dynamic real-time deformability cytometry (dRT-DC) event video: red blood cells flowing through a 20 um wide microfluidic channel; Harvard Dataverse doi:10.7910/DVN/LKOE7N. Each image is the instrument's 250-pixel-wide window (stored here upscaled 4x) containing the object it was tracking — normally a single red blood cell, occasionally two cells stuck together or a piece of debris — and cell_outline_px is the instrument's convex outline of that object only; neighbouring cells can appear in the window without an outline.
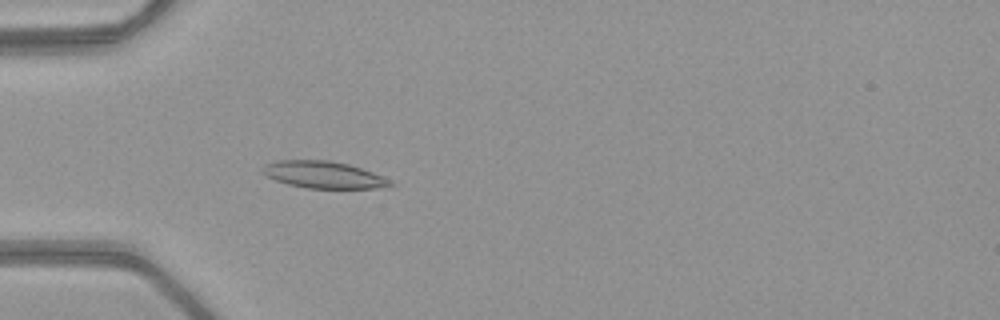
{"species": "common noctule bat (a hibernating species)", "species_latin": "Nyctalus noctula", "temperature_condition": "warm", "stored_images_in_passage": 48, "camera_frame_rate_fps": 3000, "um_per_image_px": 0.085, "animal": {"sex": "female", "body_mass_g": 21.9}, "frame": {"image": 1, "passage_image": 13, "time_ms": 4.0, "image_size_px": [1000, 320], "cell_outline_px": [[396, 184], [372, 188], [308, 188], [288, 184], [276, 180], [260, 172], [264, 164], [276, 160], [328, 160], [348, 164], [372, 172], [392, 180]], "centroid_in_image_um": [27.47, 14.84], "position_along_channel_um": 57.5, "area_um2": 19.94}}
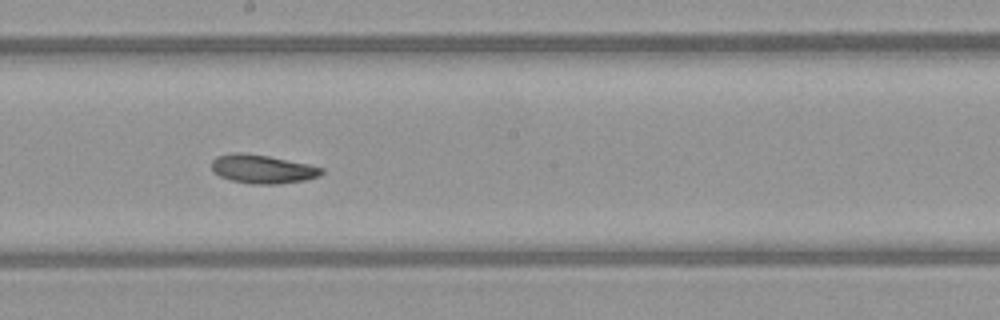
{"frame": {"image": 2, "passage_image": 26, "time_ms": 8.333, "image_size_px": [1000, 320], "cell_outline_px": [[324, 172], [320, 176], [304, 180], [280, 184], [252, 184], [232, 180], [220, 176], [212, 172], [212, 160], [216, 156], [232, 152], [240, 152], [268, 156], [308, 164], [324, 168]], "centroid_in_image_um": [22.3, 14.37], "position_along_channel_um": 225.9, "area_um2": 18.44}}
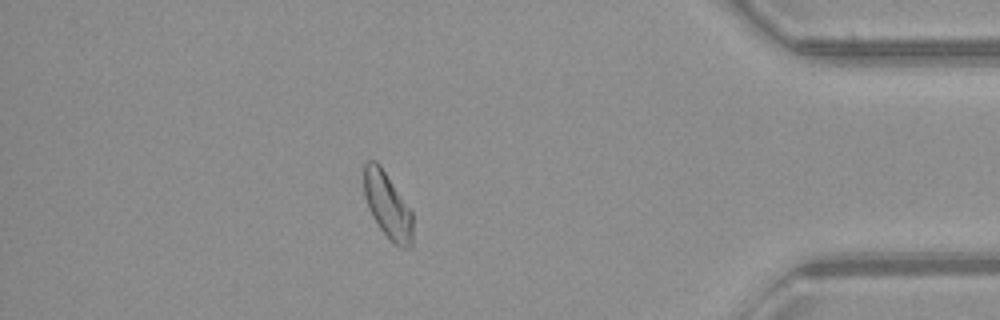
{"frame": {"image": 3, "passage_image": 42, "time_ms": 13.667, "image_size_px": [1000, 320], "cell_outline_px": [[412, 244], [408, 248], [400, 248], [380, 228], [372, 216], [368, 208], [364, 196], [364, 164], [368, 160], [376, 160], [380, 164], [412, 212]], "centroid_in_image_um": [32.92, 17.43], "position_along_channel_um": 402.3, "area_um2": 18.55}, "authors_computed_cell_mechanics": {"area_um2": 19.1318, "velocity_mm_per_s": 4.0326, "shape_relaxation_time_tau1_ms": 5.2507, "shape_relaxation_time_tau2_ms": 9.8926, "deformation_change_tau1": 0.1358, "deformation_change_tau2": 0.1723}}